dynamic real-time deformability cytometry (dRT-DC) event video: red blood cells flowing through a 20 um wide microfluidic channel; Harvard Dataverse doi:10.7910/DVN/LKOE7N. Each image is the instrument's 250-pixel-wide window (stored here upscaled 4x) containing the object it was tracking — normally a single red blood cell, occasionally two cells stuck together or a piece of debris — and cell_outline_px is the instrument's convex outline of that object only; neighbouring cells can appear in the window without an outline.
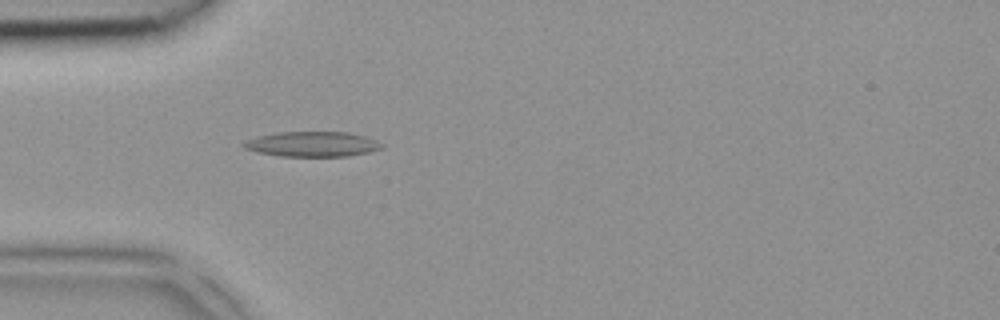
{"species": "common noctule bat (a hibernating species)", "species_latin": "Nyctalus noctula", "temperature_condition": "room temperature", "stored_images_in_passage": 5, "camera_frame_rate_fps": 3000, "um_per_image_px": 0.085, "animal": {"sex": "female", "body_mass_g": 18.4}, "frame": {"image": 1, "passage_image": 5, "time_ms": 1.333, "image_size_px": [1000, 320], "cell_outline_px": [[384, 148], [368, 152], [348, 156], [280, 156], [256, 152], [244, 148], [240, 144], [244, 140], [256, 136], [276, 132], [348, 132], [364, 136], [376, 140], [384, 144]], "centroid_in_image_um": [26.51, 12.25], "position_along_channel_um": 58.5, "area_um2": 20.4}}